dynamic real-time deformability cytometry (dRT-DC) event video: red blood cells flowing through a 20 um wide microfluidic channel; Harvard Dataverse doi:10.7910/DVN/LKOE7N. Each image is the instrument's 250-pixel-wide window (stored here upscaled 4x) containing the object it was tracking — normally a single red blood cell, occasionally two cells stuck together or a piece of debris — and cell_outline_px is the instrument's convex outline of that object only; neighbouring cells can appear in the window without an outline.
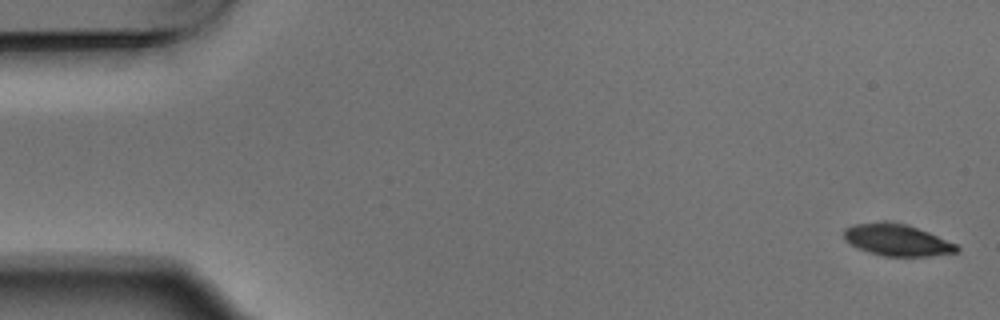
{"species": "Egyptian fruit bat (a non-hibernating species)", "species_latin": "Rousettus aegyptiacus", "temperature_condition": "warm", "stored_images_in_passage": 5, "camera_frame_rate_fps": 3000, "um_per_image_px": 0.085, "animal": {"sex": "male"}, "frame": {"image": 1, "passage_image": 1, "time_ms": 0.0, "image_size_px": [1000, 320], "cell_outline_px": [[960, 248], [956, 252], [928, 256], [884, 256], [868, 252], [856, 248], [844, 240], [844, 228], [852, 224], [904, 224], [928, 232], [956, 244]], "centroid_in_image_um": [76.22, 20.44], "position_along_channel_um": 8.8, "area_um2": 20.17}}
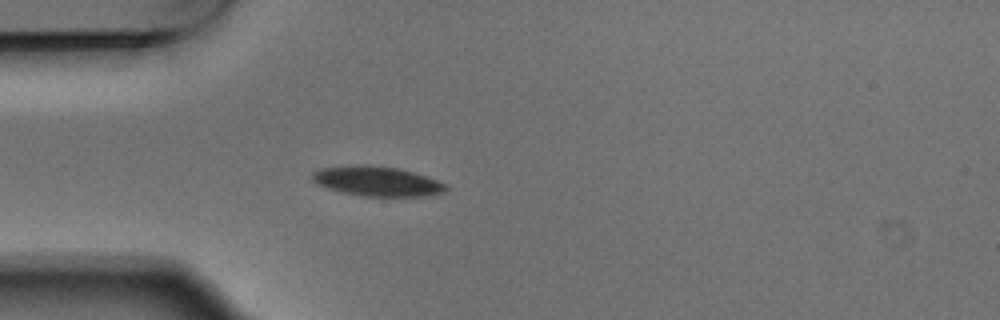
{"frame": {"image": 2, "passage_image": 5, "time_ms": 1.333, "image_size_px": [1000, 320], "cell_outline_px": [[448, 188], [444, 192], [428, 196], [360, 196], [328, 188], [312, 180], [312, 172], [320, 168], [356, 164], [364, 164], [396, 168], [412, 172], [448, 184]], "centroid_in_image_um": [32.06, 15.4], "position_along_channel_um": 52.9, "area_um2": 23.06}}